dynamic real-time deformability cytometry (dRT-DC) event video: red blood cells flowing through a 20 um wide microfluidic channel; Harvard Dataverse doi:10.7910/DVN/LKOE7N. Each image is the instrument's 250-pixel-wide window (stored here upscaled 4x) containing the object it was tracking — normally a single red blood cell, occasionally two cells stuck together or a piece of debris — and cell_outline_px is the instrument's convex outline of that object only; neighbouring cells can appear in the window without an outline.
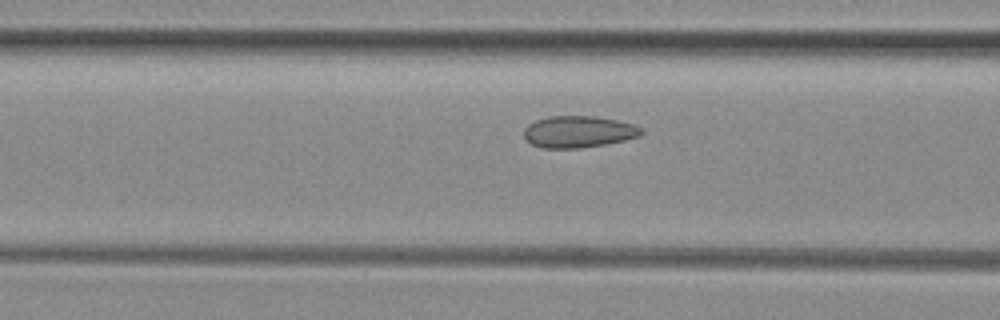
{"species": "common noctule bat (a hibernating species)", "species_latin": "Nyctalus noctula", "temperature_condition": "room temperature", "stored_images_in_passage": 37, "camera_frame_rate_fps": 3000, "um_per_image_px": 0.085, "animal": {"sex": "female", "body_mass_g": 29.2, "forearm_length_mm": 56.3}, "frame": {"image": 1, "passage_image": 15, "time_ms": 4.667, "image_size_px": [1000, 320], "cell_outline_px": [[644, 132], [640, 136], [624, 140], [604, 144], [580, 148], [544, 148], [532, 144], [524, 140], [524, 128], [528, 124], [536, 120], [548, 116], [596, 116], [636, 124]], "centroid_in_image_um": [49.16, 11.19], "position_along_channel_um": 117.4, "area_um2": 21.79}}
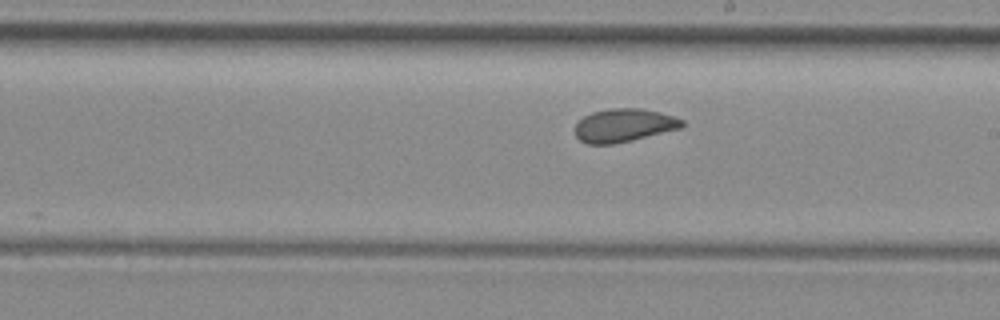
{"frame": {"image": 2, "passage_image": 24, "time_ms": 7.667, "image_size_px": [1000, 320], "cell_outline_px": [[684, 128], [632, 140], [612, 144], [588, 144], [580, 140], [576, 136], [576, 124], [584, 116], [592, 112], [608, 108], [640, 108], [660, 112], [684, 120]], "centroid_in_image_um": [53.06, 10.65], "position_along_channel_um": 235.9, "area_um2": 20.81}}
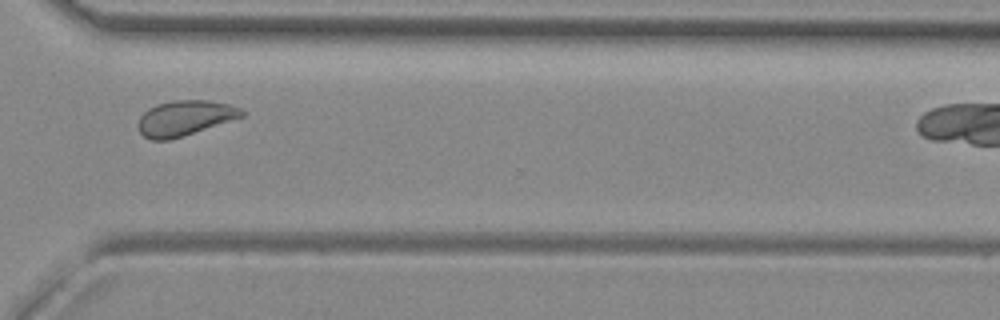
{"frame": {"image": 3, "passage_image": 33, "time_ms": 10.667, "image_size_px": [1000, 320], "cell_outline_px": [[248, 112], [244, 116], [184, 136], [168, 140], [152, 140], [144, 136], [140, 132], [136, 124], [140, 116], [148, 108], [156, 104], [176, 100], [208, 100], [228, 104], [240, 108]], "centroid_in_image_um": [15.7, 10.03], "position_along_channel_um": 354.9, "area_um2": 21.39}}